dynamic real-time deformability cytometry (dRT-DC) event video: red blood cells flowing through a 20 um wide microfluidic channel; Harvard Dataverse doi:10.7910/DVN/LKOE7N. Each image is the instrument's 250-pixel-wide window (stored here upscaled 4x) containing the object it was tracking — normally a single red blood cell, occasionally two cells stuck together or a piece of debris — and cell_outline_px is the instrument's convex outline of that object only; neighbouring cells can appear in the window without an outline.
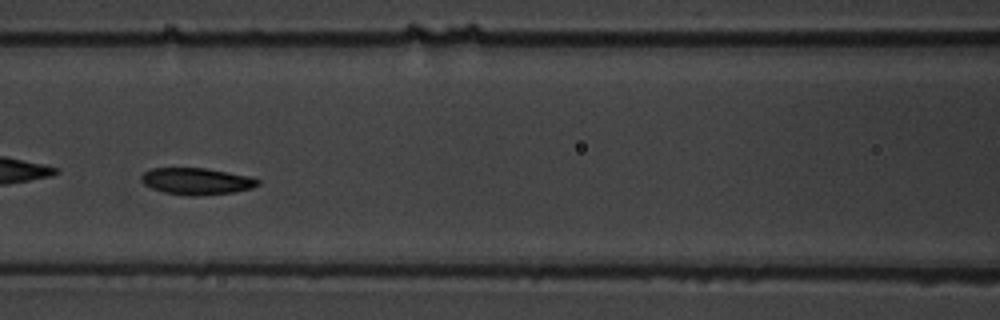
{"species": "common noctule bat (a hibernating species)", "species_latin": "Nyctalus noctula", "temperature_condition": "warm", "stored_images_in_passage": 9, "camera_frame_rate_fps": 3000, "um_per_image_px": 0.085, "animal": {"sex": "male", "body_mass_g": 19.5, "forearm_length_mm": 54.6}, "frame": {"image": 1, "passage_image": 7, "time_ms": 7.0, "image_size_px": [1000, 320], "cell_outline_px": [[260, 184], [252, 188], [236, 192], [200, 196], [188, 196], [164, 192], [152, 188], [144, 184], [140, 180], [140, 176], [144, 172], [152, 168], [204, 168], [248, 176], [260, 180]], "centroid_in_image_um": [16.7, 15.41], "position_along_channel_um": 149.9, "area_um2": 18.21}}
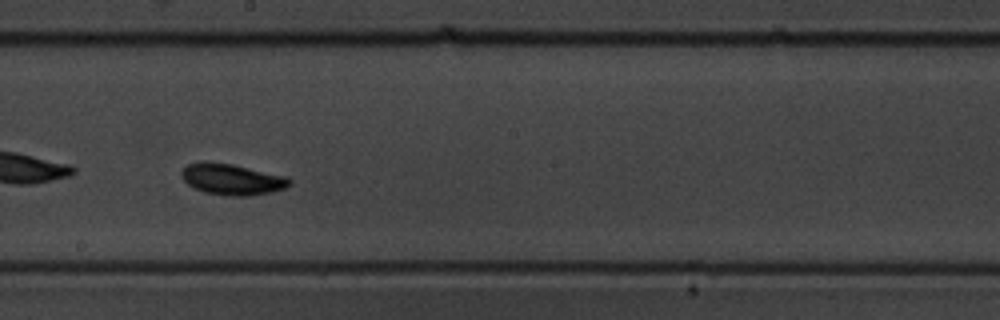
{"frame": {"image": 2, "passage_image": 9, "time_ms": 9.333, "image_size_px": [1000, 320], "cell_outline_px": [[292, 184], [288, 188], [272, 192], [248, 196], [232, 196], [204, 192], [188, 184], [180, 176], [180, 172], [188, 164], [200, 160], [208, 160], [232, 164], [288, 176], [292, 180]], "centroid_in_image_um": [19.75, 15.22], "position_along_channel_um": 228.4, "area_um2": 20.0}}